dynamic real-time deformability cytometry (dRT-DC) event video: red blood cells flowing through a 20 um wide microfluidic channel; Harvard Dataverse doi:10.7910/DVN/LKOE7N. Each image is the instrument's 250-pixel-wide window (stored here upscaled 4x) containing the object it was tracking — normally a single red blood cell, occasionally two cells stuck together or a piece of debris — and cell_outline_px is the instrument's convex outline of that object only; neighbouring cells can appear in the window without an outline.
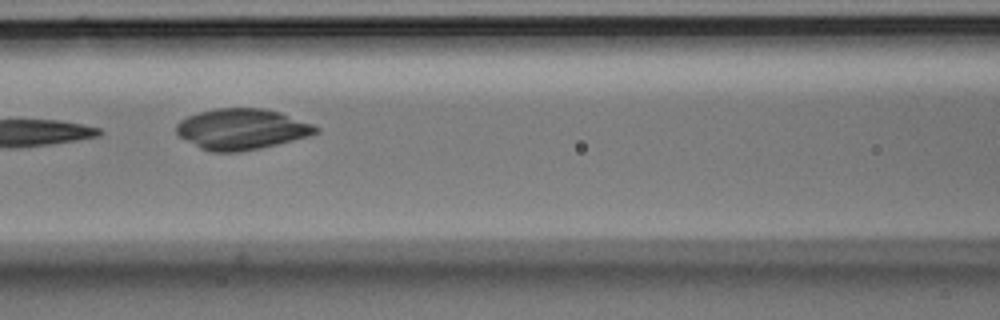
{"species": "Egyptian fruit bat (a non-hibernating species)", "species_latin": "Rousettus aegyptiacus", "temperature_condition": "room temperature", "stored_images_in_passage": 6, "camera_frame_rate_fps": 3000, "um_per_image_px": 0.085, "animal": {"sex": "male"}, "frame": {"image": 1, "passage_image": 4, "time_ms": 1.0, "image_size_px": [1000, 320], "cell_outline_px": [[320, 132], [308, 136], [260, 148], [240, 152], [212, 152], [200, 148], [176, 136], [176, 124], [180, 120], [188, 116], [200, 112], [216, 108], [264, 108], [280, 112], [312, 124], [320, 128]], "centroid_in_image_um": [20.51, 10.98], "position_along_channel_um": 146.1, "area_um2": 33.23}}
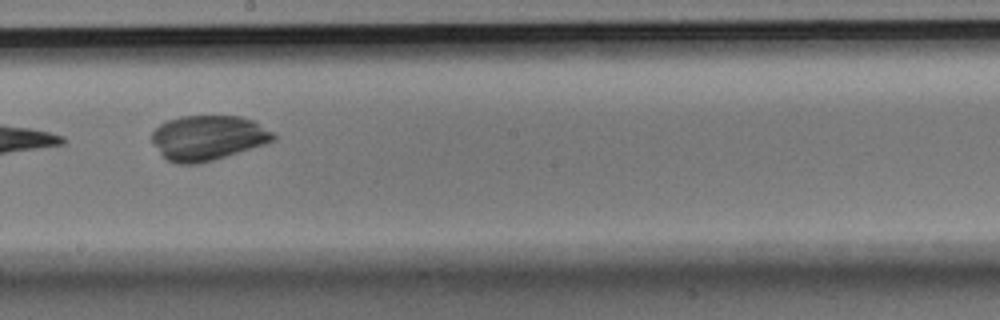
{"frame": {"image": 2, "passage_image": 6, "time_ms": 1.667, "image_size_px": [1000, 320], "cell_outline_px": [[276, 140], [264, 144], [200, 164], [176, 164], [168, 160], [160, 152], [152, 140], [152, 132], [160, 124], [168, 120], [180, 116], [240, 116], [256, 120], [272, 132], [276, 136]], "centroid_in_image_um": [17.7, 11.7], "position_along_channel_um": 230.5, "area_um2": 31.73}}